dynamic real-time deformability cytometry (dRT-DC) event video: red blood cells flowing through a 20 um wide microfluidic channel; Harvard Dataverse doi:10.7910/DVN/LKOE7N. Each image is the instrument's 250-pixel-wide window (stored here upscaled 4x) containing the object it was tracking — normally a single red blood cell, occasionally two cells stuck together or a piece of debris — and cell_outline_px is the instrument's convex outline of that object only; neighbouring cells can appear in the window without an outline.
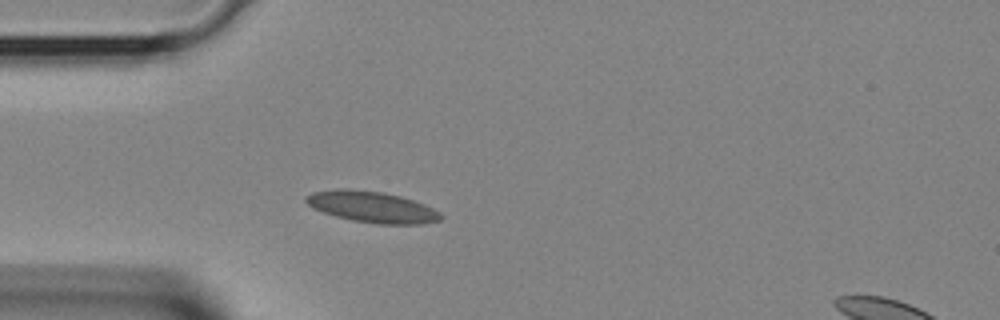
{"species": "Egyptian fruit bat (a non-hibernating species)", "species_latin": "Rousettus aegyptiacus", "temperature_condition": "room temperature", "stored_images_in_passage": 30, "camera_frame_rate_fps": 3000, "um_per_image_px": 0.085, "animal": {"sex": "female"}, "frame": {"image": 1, "passage_image": 1, "time_ms": 0.0, "image_size_px": [1000, 320], "cell_outline_px": [[444, 216], [440, 220], [424, 224], [376, 224], [352, 220], [336, 216], [312, 208], [304, 200], [312, 192], [336, 188], [352, 188], [384, 192], [400, 196], [424, 204], [440, 212]], "centroid_in_image_um": [31.63, 17.58], "position_along_channel_um": 53.4, "area_um2": 24.62}}
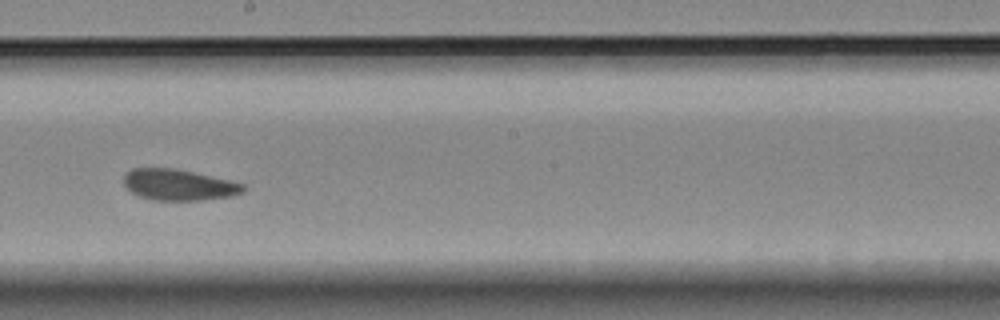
{"frame": {"image": 2, "passage_image": 12, "time_ms": 3.667, "image_size_px": [1000, 320], "cell_outline_px": [[244, 192], [232, 196], [200, 200], [152, 200], [140, 196], [132, 192], [124, 184], [124, 176], [132, 168], [176, 168], [228, 180], [244, 184]], "centroid_in_image_um": [15.19, 15.71], "position_along_channel_um": 233.0, "area_um2": 21.44}}
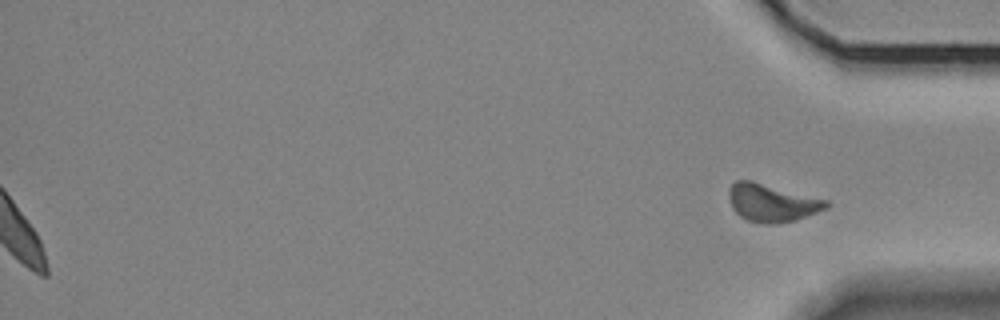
{"frame": {"image": 3, "passage_image": 30, "time_ms": 9.667, "image_size_px": [1000, 320], "cell_outline_px": [[832, 204], [828, 208], [796, 220], [768, 224], [764, 224], [748, 220], [740, 216], [732, 208], [728, 196], [728, 188], [736, 180], [752, 180], [828, 200]], "centroid_in_image_um": [65.62, 17.22], "position_along_channel_um": 369.6, "area_um2": 21.56}}